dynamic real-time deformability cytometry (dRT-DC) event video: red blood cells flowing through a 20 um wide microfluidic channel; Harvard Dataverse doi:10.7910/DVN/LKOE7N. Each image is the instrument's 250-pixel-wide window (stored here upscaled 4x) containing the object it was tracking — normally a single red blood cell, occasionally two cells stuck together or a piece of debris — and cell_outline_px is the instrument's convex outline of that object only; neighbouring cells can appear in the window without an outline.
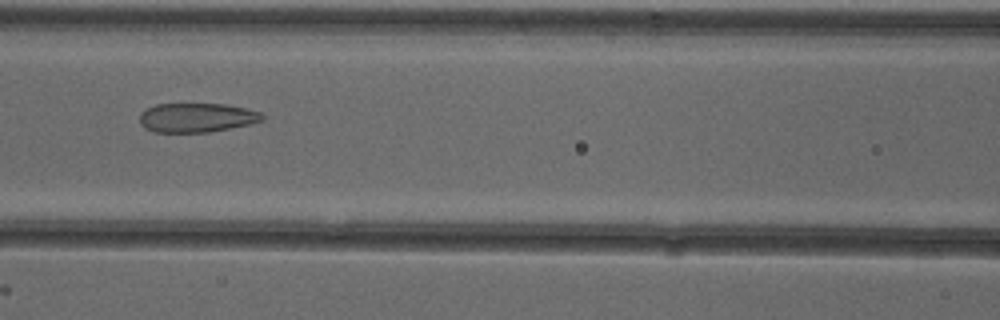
{"species": "common noctule bat (a hibernating species)", "species_latin": "Nyctalus noctula", "temperature_condition": "cold", "stored_images_in_passage": 53, "camera_frame_rate_fps": 3000, "um_per_image_px": 0.085, "animal": {"sex": "female"}, "frame": {"image": 1, "passage_image": 24, "time_ms": 7.667, "image_size_px": [1000, 320], "cell_outline_px": [[264, 120], [252, 124], [208, 132], [152, 132], [144, 128], [140, 124], [140, 112], [156, 104], [224, 104], [244, 108], [260, 112], [264, 116]], "centroid_in_image_um": [16.71, 10.0], "position_along_channel_um": 149.9, "area_um2": 20.92}}
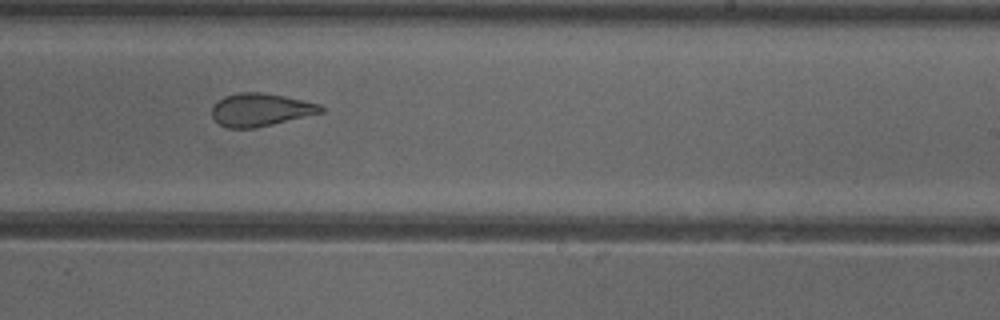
{"frame": {"image": 2, "passage_image": 33, "time_ms": 10.667, "image_size_px": [1000, 320], "cell_outline_px": [[324, 112], [256, 128], [228, 128], [220, 124], [212, 116], [212, 104], [216, 100], [224, 96], [240, 92], [264, 92], [284, 96], [320, 104], [324, 108]], "centroid_in_image_um": [22.13, 9.32], "position_along_channel_um": 266.9, "area_um2": 20.98}}
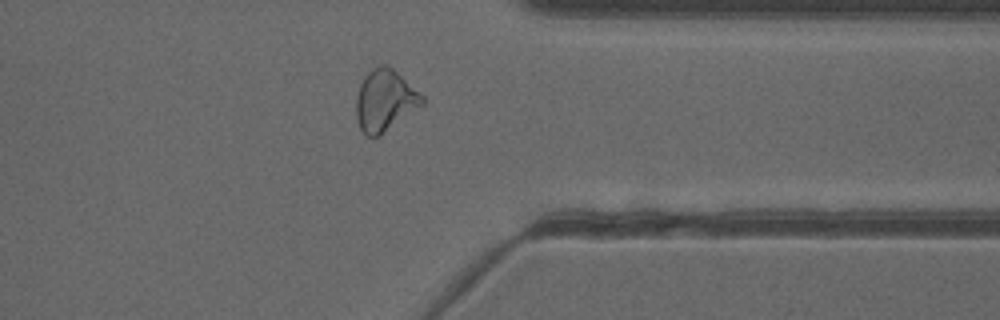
{"frame": {"image": 3, "passage_image": 42, "time_ms": 13.667, "image_size_px": [1000, 320], "cell_outline_px": [[424, 104], [380, 136], [364, 136], [360, 128], [356, 116], [356, 96], [360, 84], [364, 76], [372, 68], [380, 64], [388, 64], [424, 96]], "centroid_in_image_um": [32.71, 8.53], "position_along_channel_um": 378.7, "area_um2": 23.81}, "authors_computed_cell_mechanics": {"area_um2": 24.7384, "velocity_mm_per_s": 3.9056, "shape_relaxation_time_tau1_ms": null, "shape_relaxation_time_tau2_ms": 1.2682, "deformation_change_tau1": null, "deformation_change_tau2": 0.0922}}